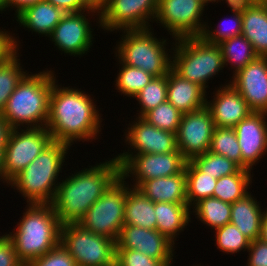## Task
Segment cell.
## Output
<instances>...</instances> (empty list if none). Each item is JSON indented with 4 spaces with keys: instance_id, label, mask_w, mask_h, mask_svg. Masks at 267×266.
Instances as JSON below:
<instances>
[{
    "instance_id": "cell-1",
    "label": "cell",
    "mask_w": 267,
    "mask_h": 266,
    "mask_svg": "<svg viewBox=\"0 0 267 266\" xmlns=\"http://www.w3.org/2000/svg\"><path fill=\"white\" fill-rule=\"evenodd\" d=\"M121 167L116 158L81 170L59 182L50 203L61 225L79 223L85 213L119 178Z\"/></svg>"
},
{
    "instance_id": "cell-2",
    "label": "cell",
    "mask_w": 267,
    "mask_h": 266,
    "mask_svg": "<svg viewBox=\"0 0 267 266\" xmlns=\"http://www.w3.org/2000/svg\"><path fill=\"white\" fill-rule=\"evenodd\" d=\"M55 83L50 93L46 124L53 141L70 146L75 140L95 138L101 119L93 100L80 90L59 88Z\"/></svg>"
},
{
    "instance_id": "cell-3",
    "label": "cell",
    "mask_w": 267,
    "mask_h": 266,
    "mask_svg": "<svg viewBox=\"0 0 267 266\" xmlns=\"http://www.w3.org/2000/svg\"><path fill=\"white\" fill-rule=\"evenodd\" d=\"M26 266L60 243L61 223L51 204H29L15 233L7 234Z\"/></svg>"
},
{
    "instance_id": "cell-4",
    "label": "cell",
    "mask_w": 267,
    "mask_h": 266,
    "mask_svg": "<svg viewBox=\"0 0 267 266\" xmlns=\"http://www.w3.org/2000/svg\"><path fill=\"white\" fill-rule=\"evenodd\" d=\"M55 80L52 71H43L35 75L26 74L23 77L2 113L13 129H18L23 123L28 125L27 128L46 127L49 98Z\"/></svg>"
},
{
    "instance_id": "cell-5",
    "label": "cell",
    "mask_w": 267,
    "mask_h": 266,
    "mask_svg": "<svg viewBox=\"0 0 267 266\" xmlns=\"http://www.w3.org/2000/svg\"><path fill=\"white\" fill-rule=\"evenodd\" d=\"M70 146L53 141L8 184L16 187L29 204H50L55 196V184Z\"/></svg>"
},
{
    "instance_id": "cell-6",
    "label": "cell",
    "mask_w": 267,
    "mask_h": 266,
    "mask_svg": "<svg viewBox=\"0 0 267 266\" xmlns=\"http://www.w3.org/2000/svg\"><path fill=\"white\" fill-rule=\"evenodd\" d=\"M177 40L172 69L182 78L198 84L206 91V81L225 66L220 47L206 42L200 36Z\"/></svg>"
},
{
    "instance_id": "cell-7",
    "label": "cell",
    "mask_w": 267,
    "mask_h": 266,
    "mask_svg": "<svg viewBox=\"0 0 267 266\" xmlns=\"http://www.w3.org/2000/svg\"><path fill=\"white\" fill-rule=\"evenodd\" d=\"M149 30V28L124 30L126 35H123L124 38H121L123 41H120L117 47L118 58L125 65L161 77L172 69V59L165 51L166 40H158Z\"/></svg>"
},
{
    "instance_id": "cell-8",
    "label": "cell",
    "mask_w": 267,
    "mask_h": 266,
    "mask_svg": "<svg viewBox=\"0 0 267 266\" xmlns=\"http://www.w3.org/2000/svg\"><path fill=\"white\" fill-rule=\"evenodd\" d=\"M60 242L77 266H115L116 242L78 223L61 225Z\"/></svg>"
},
{
    "instance_id": "cell-9",
    "label": "cell",
    "mask_w": 267,
    "mask_h": 266,
    "mask_svg": "<svg viewBox=\"0 0 267 266\" xmlns=\"http://www.w3.org/2000/svg\"><path fill=\"white\" fill-rule=\"evenodd\" d=\"M124 182V179L120 177L91 205L78 224L88 231L117 242L124 225L127 195V187Z\"/></svg>"
},
{
    "instance_id": "cell-10",
    "label": "cell",
    "mask_w": 267,
    "mask_h": 266,
    "mask_svg": "<svg viewBox=\"0 0 267 266\" xmlns=\"http://www.w3.org/2000/svg\"><path fill=\"white\" fill-rule=\"evenodd\" d=\"M53 142L46 127L13 129L4 150V180L8 183Z\"/></svg>"
},
{
    "instance_id": "cell-11",
    "label": "cell",
    "mask_w": 267,
    "mask_h": 266,
    "mask_svg": "<svg viewBox=\"0 0 267 266\" xmlns=\"http://www.w3.org/2000/svg\"><path fill=\"white\" fill-rule=\"evenodd\" d=\"M116 160L120 164L123 179L131 176L129 173L135 176L136 183L133 187L136 188L145 180L181 173L187 162L181 152L135 155L125 152L118 154Z\"/></svg>"
},
{
    "instance_id": "cell-12",
    "label": "cell",
    "mask_w": 267,
    "mask_h": 266,
    "mask_svg": "<svg viewBox=\"0 0 267 266\" xmlns=\"http://www.w3.org/2000/svg\"><path fill=\"white\" fill-rule=\"evenodd\" d=\"M157 7L158 0H104L99 23L110 31L148 29V21L155 18Z\"/></svg>"
},
{
    "instance_id": "cell-13",
    "label": "cell",
    "mask_w": 267,
    "mask_h": 266,
    "mask_svg": "<svg viewBox=\"0 0 267 266\" xmlns=\"http://www.w3.org/2000/svg\"><path fill=\"white\" fill-rule=\"evenodd\" d=\"M204 6L202 0H158L155 20L175 39L201 36L204 28H209L200 22Z\"/></svg>"
},
{
    "instance_id": "cell-14",
    "label": "cell",
    "mask_w": 267,
    "mask_h": 266,
    "mask_svg": "<svg viewBox=\"0 0 267 266\" xmlns=\"http://www.w3.org/2000/svg\"><path fill=\"white\" fill-rule=\"evenodd\" d=\"M215 128L210 110L206 106L182 114L176 142L178 150L187 161L209 151Z\"/></svg>"
},
{
    "instance_id": "cell-15",
    "label": "cell",
    "mask_w": 267,
    "mask_h": 266,
    "mask_svg": "<svg viewBox=\"0 0 267 266\" xmlns=\"http://www.w3.org/2000/svg\"><path fill=\"white\" fill-rule=\"evenodd\" d=\"M234 75L231 85L249 108L267 113V56H258Z\"/></svg>"
},
{
    "instance_id": "cell-16",
    "label": "cell",
    "mask_w": 267,
    "mask_h": 266,
    "mask_svg": "<svg viewBox=\"0 0 267 266\" xmlns=\"http://www.w3.org/2000/svg\"><path fill=\"white\" fill-rule=\"evenodd\" d=\"M266 112H251L233 127L242 156V169L251 170L267 151Z\"/></svg>"
},
{
    "instance_id": "cell-17",
    "label": "cell",
    "mask_w": 267,
    "mask_h": 266,
    "mask_svg": "<svg viewBox=\"0 0 267 266\" xmlns=\"http://www.w3.org/2000/svg\"><path fill=\"white\" fill-rule=\"evenodd\" d=\"M173 247L174 243L157 229L150 230L124 224L115 249L137 250L157 260H172Z\"/></svg>"
},
{
    "instance_id": "cell-18",
    "label": "cell",
    "mask_w": 267,
    "mask_h": 266,
    "mask_svg": "<svg viewBox=\"0 0 267 266\" xmlns=\"http://www.w3.org/2000/svg\"><path fill=\"white\" fill-rule=\"evenodd\" d=\"M83 12L66 13L50 34L54 44L70 55L87 53L92 45V31Z\"/></svg>"
},
{
    "instance_id": "cell-19",
    "label": "cell",
    "mask_w": 267,
    "mask_h": 266,
    "mask_svg": "<svg viewBox=\"0 0 267 266\" xmlns=\"http://www.w3.org/2000/svg\"><path fill=\"white\" fill-rule=\"evenodd\" d=\"M136 119L138 121L128 128L125 141L138 151L137 154L180 152L177 148L176 134L161 130L142 117Z\"/></svg>"
},
{
    "instance_id": "cell-20",
    "label": "cell",
    "mask_w": 267,
    "mask_h": 266,
    "mask_svg": "<svg viewBox=\"0 0 267 266\" xmlns=\"http://www.w3.org/2000/svg\"><path fill=\"white\" fill-rule=\"evenodd\" d=\"M213 101H206L215 127L233 128L253 112L241 94L228 83L215 93Z\"/></svg>"
},
{
    "instance_id": "cell-21",
    "label": "cell",
    "mask_w": 267,
    "mask_h": 266,
    "mask_svg": "<svg viewBox=\"0 0 267 266\" xmlns=\"http://www.w3.org/2000/svg\"><path fill=\"white\" fill-rule=\"evenodd\" d=\"M205 93L202 87L182 78L173 69L167 73V101L182 114L205 107Z\"/></svg>"
},
{
    "instance_id": "cell-22",
    "label": "cell",
    "mask_w": 267,
    "mask_h": 266,
    "mask_svg": "<svg viewBox=\"0 0 267 266\" xmlns=\"http://www.w3.org/2000/svg\"><path fill=\"white\" fill-rule=\"evenodd\" d=\"M137 189L154 203L188 204L185 169L172 176L145 180Z\"/></svg>"
},
{
    "instance_id": "cell-23",
    "label": "cell",
    "mask_w": 267,
    "mask_h": 266,
    "mask_svg": "<svg viewBox=\"0 0 267 266\" xmlns=\"http://www.w3.org/2000/svg\"><path fill=\"white\" fill-rule=\"evenodd\" d=\"M251 194H246L231 204L230 223L235 225L250 241L260 238L264 212Z\"/></svg>"
},
{
    "instance_id": "cell-24",
    "label": "cell",
    "mask_w": 267,
    "mask_h": 266,
    "mask_svg": "<svg viewBox=\"0 0 267 266\" xmlns=\"http://www.w3.org/2000/svg\"><path fill=\"white\" fill-rule=\"evenodd\" d=\"M61 9L46 0L25 8L16 17L19 24L39 34L50 36L65 15Z\"/></svg>"
},
{
    "instance_id": "cell-25",
    "label": "cell",
    "mask_w": 267,
    "mask_h": 266,
    "mask_svg": "<svg viewBox=\"0 0 267 266\" xmlns=\"http://www.w3.org/2000/svg\"><path fill=\"white\" fill-rule=\"evenodd\" d=\"M131 189L127 185L124 224L156 230L154 202L136 187Z\"/></svg>"
},
{
    "instance_id": "cell-26",
    "label": "cell",
    "mask_w": 267,
    "mask_h": 266,
    "mask_svg": "<svg viewBox=\"0 0 267 266\" xmlns=\"http://www.w3.org/2000/svg\"><path fill=\"white\" fill-rule=\"evenodd\" d=\"M258 56H267V6L258 2L242 14V33Z\"/></svg>"
},
{
    "instance_id": "cell-27",
    "label": "cell",
    "mask_w": 267,
    "mask_h": 266,
    "mask_svg": "<svg viewBox=\"0 0 267 266\" xmlns=\"http://www.w3.org/2000/svg\"><path fill=\"white\" fill-rule=\"evenodd\" d=\"M189 208L188 204L154 203L156 229L174 243L177 232L183 231L190 221Z\"/></svg>"
},
{
    "instance_id": "cell-28",
    "label": "cell",
    "mask_w": 267,
    "mask_h": 266,
    "mask_svg": "<svg viewBox=\"0 0 267 266\" xmlns=\"http://www.w3.org/2000/svg\"><path fill=\"white\" fill-rule=\"evenodd\" d=\"M185 172L186 196L189 207L194 206L202 199L213 197L217 183L215 177L200 171L190 160L186 162Z\"/></svg>"
},
{
    "instance_id": "cell-29",
    "label": "cell",
    "mask_w": 267,
    "mask_h": 266,
    "mask_svg": "<svg viewBox=\"0 0 267 266\" xmlns=\"http://www.w3.org/2000/svg\"><path fill=\"white\" fill-rule=\"evenodd\" d=\"M251 170L239 169L236 173L217 179L213 197L226 203L243 198L251 181Z\"/></svg>"
},
{
    "instance_id": "cell-30",
    "label": "cell",
    "mask_w": 267,
    "mask_h": 266,
    "mask_svg": "<svg viewBox=\"0 0 267 266\" xmlns=\"http://www.w3.org/2000/svg\"><path fill=\"white\" fill-rule=\"evenodd\" d=\"M221 49L224 65L231 63L235 73L258 57L253 45L241 34L218 44Z\"/></svg>"
},
{
    "instance_id": "cell-31",
    "label": "cell",
    "mask_w": 267,
    "mask_h": 266,
    "mask_svg": "<svg viewBox=\"0 0 267 266\" xmlns=\"http://www.w3.org/2000/svg\"><path fill=\"white\" fill-rule=\"evenodd\" d=\"M195 213L204 224L220 228L230 223L231 204L214 197H208L195 204Z\"/></svg>"
},
{
    "instance_id": "cell-32",
    "label": "cell",
    "mask_w": 267,
    "mask_h": 266,
    "mask_svg": "<svg viewBox=\"0 0 267 266\" xmlns=\"http://www.w3.org/2000/svg\"><path fill=\"white\" fill-rule=\"evenodd\" d=\"M209 151L225 156L242 169L241 150L233 128L216 127L211 138Z\"/></svg>"
},
{
    "instance_id": "cell-33",
    "label": "cell",
    "mask_w": 267,
    "mask_h": 266,
    "mask_svg": "<svg viewBox=\"0 0 267 266\" xmlns=\"http://www.w3.org/2000/svg\"><path fill=\"white\" fill-rule=\"evenodd\" d=\"M16 53L7 62L0 64V114L5 110L8 99L14 92L23 77L28 74L21 71ZM21 67V68H20Z\"/></svg>"
},
{
    "instance_id": "cell-34",
    "label": "cell",
    "mask_w": 267,
    "mask_h": 266,
    "mask_svg": "<svg viewBox=\"0 0 267 266\" xmlns=\"http://www.w3.org/2000/svg\"><path fill=\"white\" fill-rule=\"evenodd\" d=\"M190 161L200 171L207 173L216 179L234 174L240 169V167L230 159L225 156L214 154L211 151L195 156Z\"/></svg>"
},
{
    "instance_id": "cell-35",
    "label": "cell",
    "mask_w": 267,
    "mask_h": 266,
    "mask_svg": "<svg viewBox=\"0 0 267 266\" xmlns=\"http://www.w3.org/2000/svg\"><path fill=\"white\" fill-rule=\"evenodd\" d=\"M116 80V86L119 92L129 97H135L155 76L143 71L140 68L125 65L122 62Z\"/></svg>"
},
{
    "instance_id": "cell-36",
    "label": "cell",
    "mask_w": 267,
    "mask_h": 266,
    "mask_svg": "<svg viewBox=\"0 0 267 266\" xmlns=\"http://www.w3.org/2000/svg\"><path fill=\"white\" fill-rule=\"evenodd\" d=\"M135 98L141 106L138 117H143L148 111L167 101V75L154 77Z\"/></svg>"
},
{
    "instance_id": "cell-37",
    "label": "cell",
    "mask_w": 267,
    "mask_h": 266,
    "mask_svg": "<svg viewBox=\"0 0 267 266\" xmlns=\"http://www.w3.org/2000/svg\"><path fill=\"white\" fill-rule=\"evenodd\" d=\"M182 113L171 103L165 101L148 111L142 118L155 127L176 134Z\"/></svg>"
},
{
    "instance_id": "cell-38",
    "label": "cell",
    "mask_w": 267,
    "mask_h": 266,
    "mask_svg": "<svg viewBox=\"0 0 267 266\" xmlns=\"http://www.w3.org/2000/svg\"><path fill=\"white\" fill-rule=\"evenodd\" d=\"M216 230V245L225 253H237L241 250H248L250 240L233 224L228 223Z\"/></svg>"
},
{
    "instance_id": "cell-39",
    "label": "cell",
    "mask_w": 267,
    "mask_h": 266,
    "mask_svg": "<svg viewBox=\"0 0 267 266\" xmlns=\"http://www.w3.org/2000/svg\"><path fill=\"white\" fill-rule=\"evenodd\" d=\"M171 260H157L137 250L115 249V266H171Z\"/></svg>"
},
{
    "instance_id": "cell-40",
    "label": "cell",
    "mask_w": 267,
    "mask_h": 266,
    "mask_svg": "<svg viewBox=\"0 0 267 266\" xmlns=\"http://www.w3.org/2000/svg\"><path fill=\"white\" fill-rule=\"evenodd\" d=\"M26 266H77L68 250L60 242L43 256L30 261Z\"/></svg>"
},
{
    "instance_id": "cell-41",
    "label": "cell",
    "mask_w": 267,
    "mask_h": 266,
    "mask_svg": "<svg viewBox=\"0 0 267 266\" xmlns=\"http://www.w3.org/2000/svg\"><path fill=\"white\" fill-rule=\"evenodd\" d=\"M232 21H234V27L230 29H215L210 31L206 27L204 28L200 37H202L206 42L211 44H220L221 42L233 38L235 36L241 35L242 33V15L233 13ZM224 28V27H223Z\"/></svg>"
},
{
    "instance_id": "cell-42",
    "label": "cell",
    "mask_w": 267,
    "mask_h": 266,
    "mask_svg": "<svg viewBox=\"0 0 267 266\" xmlns=\"http://www.w3.org/2000/svg\"><path fill=\"white\" fill-rule=\"evenodd\" d=\"M0 266H25L18 259L14 244L7 234L0 236Z\"/></svg>"
},
{
    "instance_id": "cell-43",
    "label": "cell",
    "mask_w": 267,
    "mask_h": 266,
    "mask_svg": "<svg viewBox=\"0 0 267 266\" xmlns=\"http://www.w3.org/2000/svg\"><path fill=\"white\" fill-rule=\"evenodd\" d=\"M248 266H267V243L260 239L250 242Z\"/></svg>"
},
{
    "instance_id": "cell-44",
    "label": "cell",
    "mask_w": 267,
    "mask_h": 266,
    "mask_svg": "<svg viewBox=\"0 0 267 266\" xmlns=\"http://www.w3.org/2000/svg\"><path fill=\"white\" fill-rule=\"evenodd\" d=\"M55 7L61 9L64 13L94 12L100 11L90 8L83 0H46ZM83 10V11H82Z\"/></svg>"
},
{
    "instance_id": "cell-45",
    "label": "cell",
    "mask_w": 267,
    "mask_h": 266,
    "mask_svg": "<svg viewBox=\"0 0 267 266\" xmlns=\"http://www.w3.org/2000/svg\"><path fill=\"white\" fill-rule=\"evenodd\" d=\"M0 30V64L7 62L18 51L17 40Z\"/></svg>"
},
{
    "instance_id": "cell-46",
    "label": "cell",
    "mask_w": 267,
    "mask_h": 266,
    "mask_svg": "<svg viewBox=\"0 0 267 266\" xmlns=\"http://www.w3.org/2000/svg\"><path fill=\"white\" fill-rule=\"evenodd\" d=\"M218 1V0H217ZM216 2V0H215ZM232 13L244 14L247 10L253 8L258 0H226Z\"/></svg>"
},
{
    "instance_id": "cell-47",
    "label": "cell",
    "mask_w": 267,
    "mask_h": 266,
    "mask_svg": "<svg viewBox=\"0 0 267 266\" xmlns=\"http://www.w3.org/2000/svg\"><path fill=\"white\" fill-rule=\"evenodd\" d=\"M12 130L7 120L0 114V149L6 148Z\"/></svg>"
},
{
    "instance_id": "cell-48",
    "label": "cell",
    "mask_w": 267,
    "mask_h": 266,
    "mask_svg": "<svg viewBox=\"0 0 267 266\" xmlns=\"http://www.w3.org/2000/svg\"><path fill=\"white\" fill-rule=\"evenodd\" d=\"M42 0H6V6H14L16 8V15H18L21 11H23L25 8L32 6Z\"/></svg>"
},
{
    "instance_id": "cell-49",
    "label": "cell",
    "mask_w": 267,
    "mask_h": 266,
    "mask_svg": "<svg viewBox=\"0 0 267 266\" xmlns=\"http://www.w3.org/2000/svg\"><path fill=\"white\" fill-rule=\"evenodd\" d=\"M260 240L267 243V210L264 211L261 224Z\"/></svg>"
},
{
    "instance_id": "cell-50",
    "label": "cell",
    "mask_w": 267,
    "mask_h": 266,
    "mask_svg": "<svg viewBox=\"0 0 267 266\" xmlns=\"http://www.w3.org/2000/svg\"><path fill=\"white\" fill-rule=\"evenodd\" d=\"M90 8L101 10L104 0H83Z\"/></svg>"
},
{
    "instance_id": "cell-51",
    "label": "cell",
    "mask_w": 267,
    "mask_h": 266,
    "mask_svg": "<svg viewBox=\"0 0 267 266\" xmlns=\"http://www.w3.org/2000/svg\"><path fill=\"white\" fill-rule=\"evenodd\" d=\"M4 150L0 149V178L4 179L3 171H4Z\"/></svg>"
},
{
    "instance_id": "cell-52",
    "label": "cell",
    "mask_w": 267,
    "mask_h": 266,
    "mask_svg": "<svg viewBox=\"0 0 267 266\" xmlns=\"http://www.w3.org/2000/svg\"><path fill=\"white\" fill-rule=\"evenodd\" d=\"M6 6V0H0V11H4Z\"/></svg>"
},
{
    "instance_id": "cell-53",
    "label": "cell",
    "mask_w": 267,
    "mask_h": 266,
    "mask_svg": "<svg viewBox=\"0 0 267 266\" xmlns=\"http://www.w3.org/2000/svg\"><path fill=\"white\" fill-rule=\"evenodd\" d=\"M205 4L208 3V2H215V0H202Z\"/></svg>"
},
{
    "instance_id": "cell-54",
    "label": "cell",
    "mask_w": 267,
    "mask_h": 266,
    "mask_svg": "<svg viewBox=\"0 0 267 266\" xmlns=\"http://www.w3.org/2000/svg\"><path fill=\"white\" fill-rule=\"evenodd\" d=\"M262 2L267 6V0H263Z\"/></svg>"
}]
</instances>
